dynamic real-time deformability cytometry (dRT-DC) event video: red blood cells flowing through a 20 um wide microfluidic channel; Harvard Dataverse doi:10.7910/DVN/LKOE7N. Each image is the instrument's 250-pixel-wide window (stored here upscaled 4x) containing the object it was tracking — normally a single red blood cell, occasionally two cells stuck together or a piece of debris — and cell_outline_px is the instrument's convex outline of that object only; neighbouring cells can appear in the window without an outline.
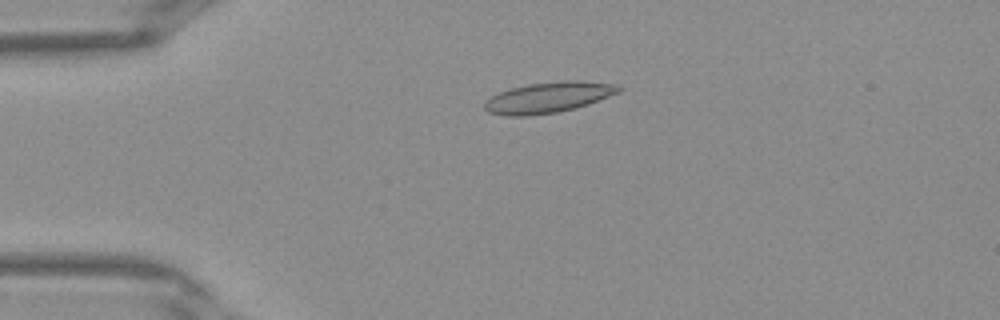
{"species": "Egyptian fruit bat (a non-hibernating species)", "species_latin": "Rousettus aegyptiacus", "temperature_condition": "warm", "stored_images_in_passage": 40, "camera_frame_rate_fps": 3000, "um_per_image_px": 0.085, "frame": {"image": 1, "passage_image": 9, "time_ms": 2.667, "image_size_px": [1000, 320], "cell_outline_px": [[624, 88], [620, 92], [588, 104], [576, 108], [556, 112], [528, 116], [508, 116], [488, 112], [484, 108], [484, 104], [492, 96], [500, 92], [512, 88], [528, 84], [564, 80], [580, 80], [620, 84]], "centroid_in_image_um": [46.68, 8.27], "position_along_channel_um": 38.3, "area_um2": 24.1}}
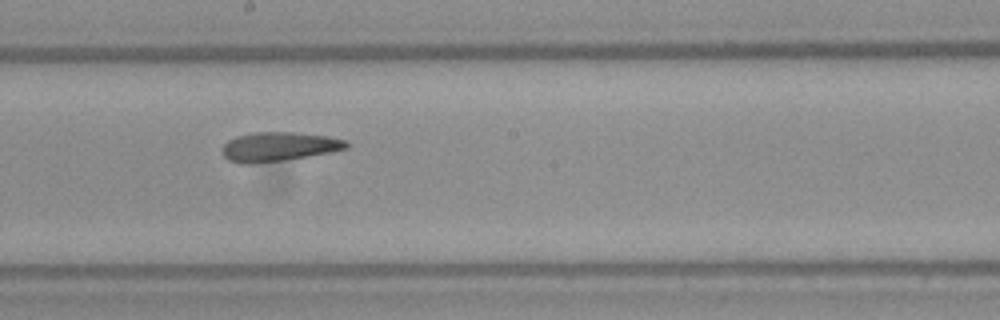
{"frame": {"image": 2, "passage_image": 22, "time_ms": 7.0, "image_size_px": [1000, 320], "cell_outline_px": [[352, 144], [348, 148], [332, 152], [284, 160], [248, 164], [240, 164], [228, 160], [224, 156], [224, 144], [228, 140], [236, 136], [252, 132], [292, 132], [328, 136], [344, 140]], "centroid_in_image_um": [23.72, 12.46], "position_along_channel_um": 224.5, "area_um2": 21.15}}
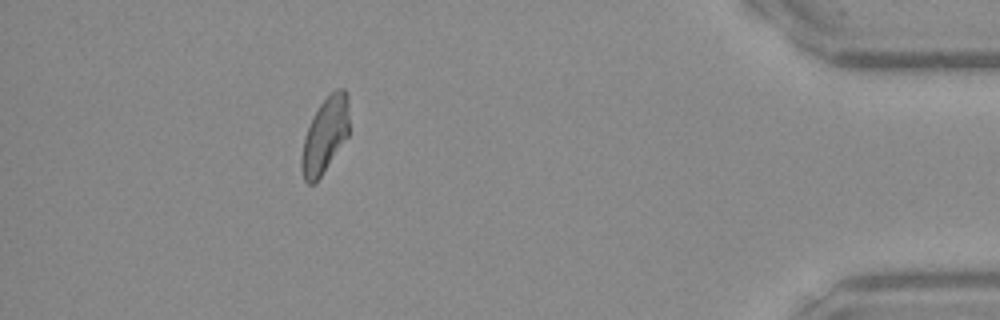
{"frame": {"image": 3, "passage_image": 36, "time_ms": 11.667, "image_size_px": [1000, 320], "cell_outline_px": [[348, 136], [320, 176], [312, 184], [308, 184], [304, 180], [300, 168], [300, 160], [304, 136], [312, 116], [320, 104], [336, 88], [344, 88], [348, 96]], "centroid_in_image_um": [27.6, 11.48], "position_along_channel_um": 407.6, "area_um2": 20.81}}